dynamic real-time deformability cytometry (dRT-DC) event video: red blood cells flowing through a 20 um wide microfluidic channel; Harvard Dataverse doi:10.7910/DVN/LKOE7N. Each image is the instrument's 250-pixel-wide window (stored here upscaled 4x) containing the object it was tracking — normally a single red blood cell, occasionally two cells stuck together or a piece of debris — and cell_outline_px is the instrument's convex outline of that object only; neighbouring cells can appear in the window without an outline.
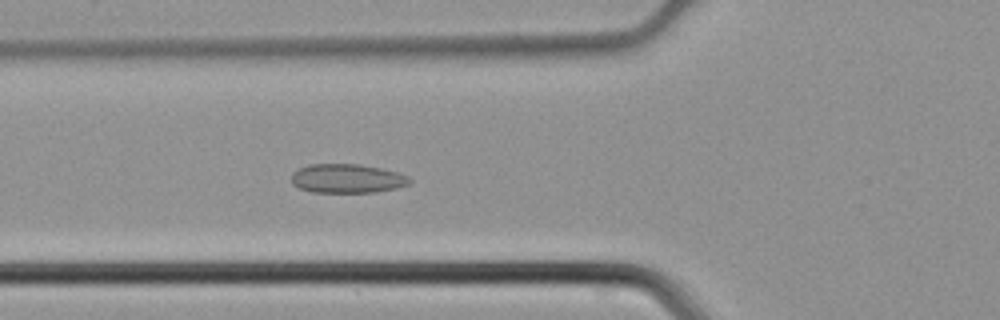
{"species": "common noctule bat (a hibernating species)", "species_latin": "Nyctalus noctula", "temperature_condition": "cold", "stored_images_in_passage": 41, "camera_frame_rate_fps": 3000, "um_per_image_px": 0.085, "animal": {"sex": "male", "body_mass_g": 21.5, "forearm_length_mm": 52.0}, "frame": {"image": 1, "passage_image": 17, "time_ms": 5.333, "image_size_px": [1000, 320], "cell_outline_px": [[412, 180], [408, 184], [396, 188], [376, 192], [312, 192], [300, 188], [292, 184], [292, 172], [308, 164], [360, 164], [380, 168], [396, 172], [408, 176]], "centroid_in_image_um": [29.49, 15.17], "position_along_channel_um": 96.3, "area_um2": 19.94}}
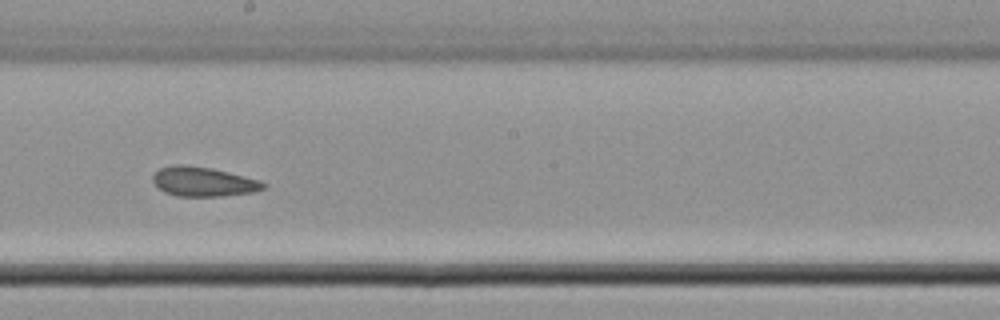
{"frame": {"image": 2, "passage_image": 26, "time_ms": 8.333, "image_size_px": [1000, 320], "cell_outline_px": [[268, 184], [264, 188], [252, 192], [220, 196], [176, 196], [164, 192], [152, 180], [152, 176], [160, 168], [176, 164], [184, 164], [212, 168], [260, 180]], "centroid_in_image_um": [17.28, 15.43], "position_along_channel_um": 230.9, "area_um2": 18.9}}
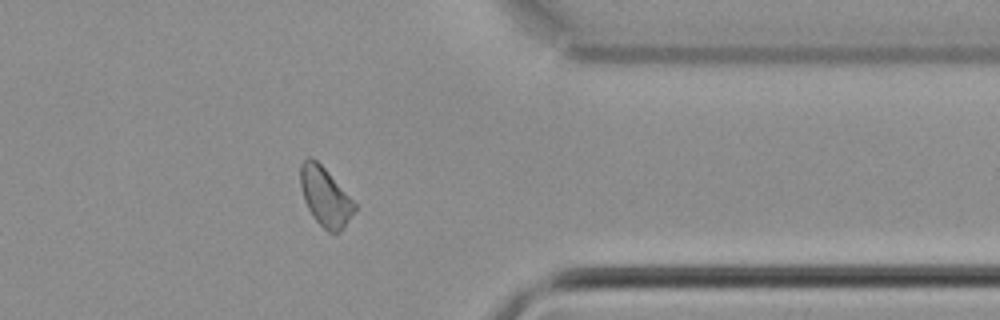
{"frame": {"image": 3, "passage_image": 37, "time_ms": 12.0, "image_size_px": [1000, 320], "cell_outline_px": [[360, 204], [344, 228], [340, 232], [328, 232], [312, 216], [304, 200], [300, 184], [300, 164], [308, 156], [312, 156]], "centroid_in_image_um": [27.69, 16.71], "position_along_channel_um": 383.7, "area_um2": 19.02}}